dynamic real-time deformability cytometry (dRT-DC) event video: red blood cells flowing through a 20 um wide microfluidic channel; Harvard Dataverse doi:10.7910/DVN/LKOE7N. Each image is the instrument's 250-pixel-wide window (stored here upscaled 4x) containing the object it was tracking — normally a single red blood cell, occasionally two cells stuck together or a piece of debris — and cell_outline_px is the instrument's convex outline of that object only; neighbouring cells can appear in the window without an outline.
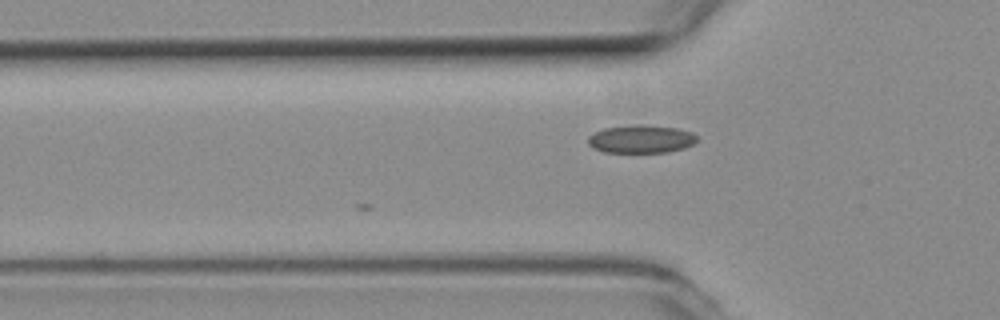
{"species": "common noctule bat (a hibernating species)", "species_latin": "Nyctalus noctula", "temperature_condition": "room temperature", "stored_images_in_passage": 7, "camera_frame_rate_fps": 3000, "um_per_image_px": 0.085, "animal": {"sex": "female", "body_mass_g": 19.3, "forearm_length_mm": 54.1}, "frame": {"image": 1, "passage_image": 2, "time_ms": 0.333, "image_size_px": [1000, 320], "cell_outline_px": [[696, 140], [692, 144], [684, 148], [668, 152], [604, 152], [592, 148], [588, 144], [588, 136], [604, 128], [636, 124], [640, 124], [676, 128], [692, 132], [696, 136]], "centroid_in_image_um": [54.46, 11.82], "position_along_channel_um": 71.3, "area_um2": 17.74}}
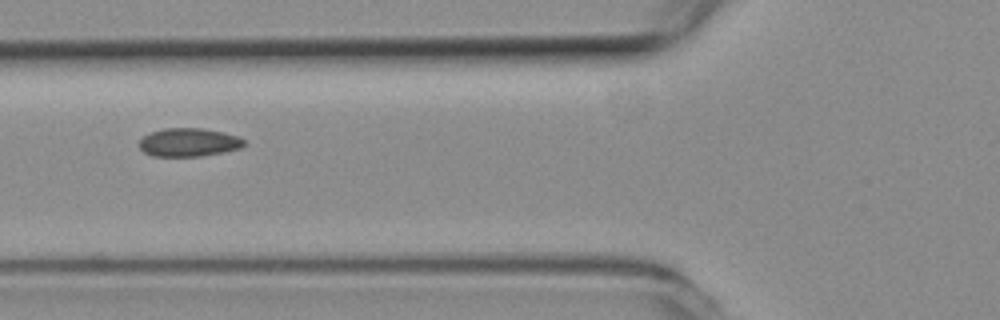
{"frame": {"image": 2, "passage_image": 5, "time_ms": 1.333, "image_size_px": [1000, 320], "cell_outline_px": [[244, 144], [240, 148], [224, 152], [200, 156], [152, 156], [144, 152], [140, 148], [140, 140], [144, 136], [152, 132], [164, 128], [204, 128], [224, 132], [240, 136], [244, 140]], "centroid_in_image_um": [16.07, 12.09], "position_along_channel_um": 109.7, "area_um2": 17.34}}